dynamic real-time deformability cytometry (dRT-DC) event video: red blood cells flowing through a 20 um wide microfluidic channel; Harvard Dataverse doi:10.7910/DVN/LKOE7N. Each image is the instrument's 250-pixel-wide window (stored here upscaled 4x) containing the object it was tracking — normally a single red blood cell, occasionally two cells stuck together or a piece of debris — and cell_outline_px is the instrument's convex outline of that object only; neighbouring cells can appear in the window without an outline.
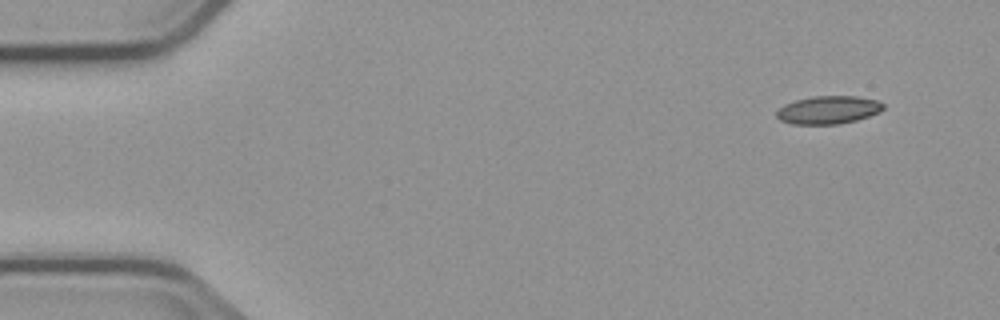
{"species": "common noctule bat (a hibernating species)", "species_latin": "Nyctalus noctula", "temperature_condition": "cold", "stored_images_in_passage": 4, "camera_frame_rate_fps": 3000, "um_per_image_px": 0.085, "animal": {"sex": "male", "body_mass_g": 23.1, "forearm_length_mm": 52.7}, "frame": {"image": 1, "passage_image": 1, "time_ms": 0.0, "image_size_px": [1000, 320], "cell_outline_px": [[884, 108], [880, 112], [856, 120], [840, 124], [792, 124], [780, 120], [776, 116], [776, 112], [784, 104], [796, 100], [812, 96], [856, 96], [876, 100], [884, 104]], "centroid_in_image_um": [70.4, 9.34], "position_along_channel_um": 14.6, "area_um2": 17.4}}
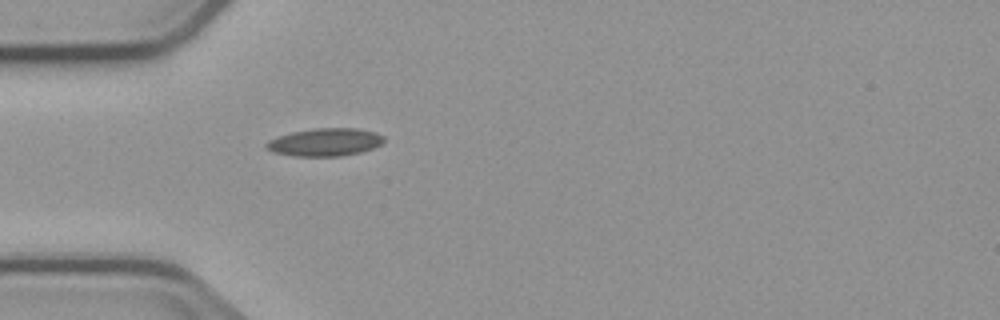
{"frame": {"image": 2, "passage_image": 4, "time_ms": 4.0, "image_size_px": [1000, 320], "cell_outline_px": [[384, 140], [380, 144], [372, 148], [360, 152], [340, 156], [296, 156], [272, 152], [264, 148], [264, 144], [268, 140], [276, 136], [292, 132], [312, 128], [356, 128], [376, 132], [384, 136]], "centroid_in_image_um": [27.57, 12.08], "position_along_channel_um": 57.4, "area_um2": 19.19}}